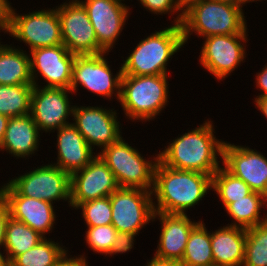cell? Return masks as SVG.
Instances as JSON below:
<instances>
[{"label": "cell", "mask_w": 267, "mask_h": 266, "mask_svg": "<svg viewBox=\"0 0 267 266\" xmlns=\"http://www.w3.org/2000/svg\"><path fill=\"white\" fill-rule=\"evenodd\" d=\"M212 124V121L206 120L199 127L172 140L163 151H159L158 160L167 167L212 176L221 167L217 159L219 156L222 159L225 142L214 136Z\"/></svg>", "instance_id": "obj_1"}, {"label": "cell", "mask_w": 267, "mask_h": 266, "mask_svg": "<svg viewBox=\"0 0 267 266\" xmlns=\"http://www.w3.org/2000/svg\"><path fill=\"white\" fill-rule=\"evenodd\" d=\"M212 189V176L195 171L179 170L159 160L154 170L152 196L155 212L186 214Z\"/></svg>", "instance_id": "obj_2"}, {"label": "cell", "mask_w": 267, "mask_h": 266, "mask_svg": "<svg viewBox=\"0 0 267 266\" xmlns=\"http://www.w3.org/2000/svg\"><path fill=\"white\" fill-rule=\"evenodd\" d=\"M243 9L217 0H184L181 23L184 43L194 32L199 37L247 34Z\"/></svg>", "instance_id": "obj_3"}, {"label": "cell", "mask_w": 267, "mask_h": 266, "mask_svg": "<svg viewBox=\"0 0 267 266\" xmlns=\"http://www.w3.org/2000/svg\"><path fill=\"white\" fill-rule=\"evenodd\" d=\"M185 45L181 25L172 24L141 39L126 60L123 75H168L170 58Z\"/></svg>", "instance_id": "obj_4"}, {"label": "cell", "mask_w": 267, "mask_h": 266, "mask_svg": "<svg viewBox=\"0 0 267 266\" xmlns=\"http://www.w3.org/2000/svg\"><path fill=\"white\" fill-rule=\"evenodd\" d=\"M168 75H123L119 103L126 117L149 121L168 104Z\"/></svg>", "instance_id": "obj_5"}, {"label": "cell", "mask_w": 267, "mask_h": 266, "mask_svg": "<svg viewBox=\"0 0 267 266\" xmlns=\"http://www.w3.org/2000/svg\"><path fill=\"white\" fill-rule=\"evenodd\" d=\"M97 155L113 172L119 187L152 191L158 154L148 161L121 136Z\"/></svg>", "instance_id": "obj_6"}, {"label": "cell", "mask_w": 267, "mask_h": 266, "mask_svg": "<svg viewBox=\"0 0 267 266\" xmlns=\"http://www.w3.org/2000/svg\"><path fill=\"white\" fill-rule=\"evenodd\" d=\"M10 6L8 31L16 40L23 41L28 49L53 47L62 42L61 25L57 9H42L41 11L20 14Z\"/></svg>", "instance_id": "obj_7"}, {"label": "cell", "mask_w": 267, "mask_h": 266, "mask_svg": "<svg viewBox=\"0 0 267 266\" xmlns=\"http://www.w3.org/2000/svg\"><path fill=\"white\" fill-rule=\"evenodd\" d=\"M108 52L93 55H76L73 63L70 90L77 92L79 85L86 88L91 93H96L100 97L111 99L115 95L120 100L121 80L123 76L122 67L119 72L112 75L109 61L105 59Z\"/></svg>", "instance_id": "obj_8"}, {"label": "cell", "mask_w": 267, "mask_h": 266, "mask_svg": "<svg viewBox=\"0 0 267 266\" xmlns=\"http://www.w3.org/2000/svg\"><path fill=\"white\" fill-rule=\"evenodd\" d=\"M112 226L119 232L138 234L153 221L154 207L151 191L119 187L110 196Z\"/></svg>", "instance_id": "obj_9"}, {"label": "cell", "mask_w": 267, "mask_h": 266, "mask_svg": "<svg viewBox=\"0 0 267 266\" xmlns=\"http://www.w3.org/2000/svg\"><path fill=\"white\" fill-rule=\"evenodd\" d=\"M61 25L63 45L75 55H93L106 52L97 41L87 10L80 0L56 6Z\"/></svg>", "instance_id": "obj_10"}, {"label": "cell", "mask_w": 267, "mask_h": 266, "mask_svg": "<svg viewBox=\"0 0 267 266\" xmlns=\"http://www.w3.org/2000/svg\"><path fill=\"white\" fill-rule=\"evenodd\" d=\"M20 195L38 200H65L70 205L71 175L54 164H47L8 182Z\"/></svg>", "instance_id": "obj_11"}, {"label": "cell", "mask_w": 267, "mask_h": 266, "mask_svg": "<svg viewBox=\"0 0 267 266\" xmlns=\"http://www.w3.org/2000/svg\"><path fill=\"white\" fill-rule=\"evenodd\" d=\"M247 36L234 34L205 37L199 55L201 66L218 80H224L245 60L246 46L243 43L248 41Z\"/></svg>", "instance_id": "obj_12"}, {"label": "cell", "mask_w": 267, "mask_h": 266, "mask_svg": "<svg viewBox=\"0 0 267 266\" xmlns=\"http://www.w3.org/2000/svg\"><path fill=\"white\" fill-rule=\"evenodd\" d=\"M70 89L34 86L31 96V116L39 131L51 132L70 124L67 119L73 115L70 105Z\"/></svg>", "instance_id": "obj_13"}, {"label": "cell", "mask_w": 267, "mask_h": 266, "mask_svg": "<svg viewBox=\"0 0 267 266\" xmlns=\"http://www.w3.org/2000/svg\"><path fill=\"white\" fill-rule=\"evenodd\" d=\"M113 110L102 106H74L72 124L92 149L98 146L102 150L122 136L117 111Z\"/></svg>", "instance_id": "obj_14"}, {"label": "cell", "mask_w": 267, "mask_h": 266, "mask_svg": "<svg viewBox=\"0 0 267 266\" xmlns=\"http://www.w3.org/2000/svg\"><path fill=\"white\" fill-rule=\"evenodd\" d=\"M29 55H31L30 71L34 86L39 84L36 81L39 73L47 83L44 87L70 88L76 55L70 53L63 44L36 48L31 50Z\"/></svg>", "instance_id": "obj_15"}, {"label": "cell", "mask_w": 267, "mask_h": 266, "mask_svg": "<svg viewBox=\"0 0 267 266\" xmlns=\"http://www.w3.org/2000/svg\"><path fill=\"white\" fill-rule=\"evenodd\" d=\"M118 188L113 172L96 155L83 169L71 174L70 206L76 208L83 202L110 196Z\"/></svg>", "instance_id": "obj_16"}, {"label": "cell", "mask_w": 267, "mask_h": 266, "mask_svg": "<svg viewBox=\"0 0 267 266\" xmlns=\"http://www.w3.org/2000/svg\"><path fill=\"white\" fill-rule=\"evenodd\" d=\"M222 165L243 180L253 192L267 197V158L248 146L224 142Z\"/></svg>", "instance_id": "obj_17"}, {"label": "cell", "mask_w": 267, "mask_h": 266, "mask_svg": "<svg viewBox=\"0 0 267 266\" xmlns=\"http://www.w3.org/2000/svg\"><path fill=\"white\" fill-rule=\"evenodd\" d=\"M0 197L7 204L10 217L30 226L44 238L52 232L57 217L52 203L20 195L9 183L0 188Z\"/></svg>", "instance_id": "obj_18"}, {"label": "cell", "mask_w": 267, "mask_h": 266, "mask_svg": "<svg viewBox=\"0 0 267 266\" xmlns=\"http://www.w3.org/2000/svg\"><path fill=\"white\" fill-rule=\"evenodd\" d=\"M80 2L87 10L98 44L106 52H110L124 29L130 8L118 0H84Z\"/></svg>", "instance_id": "obj_19"}, {"label": "cell", "mask_w": 267, "mask_h": 266, "mask_svg": "<svg viewBox=\"0 0 267 266\" xmlns=\"http://www.w3.org/2000/svg\"><path fill=\"white\" fill-rule=\"evenodd\" d=\"M161 223L159 242L154 256L161 259L181 261L192 229L200 222L191 221L186 214L154 212L153 221Z\"/></svg>", "instance_id": "obj_20"}, {"label": "cell", "mask_w": 267, "mask_h": 266, "mask_svg": "<svg viewBox=\"0 0 267 266\" xmlns=\"http://www.w3.org/2000/svg\"><path fill=\"white\" fill-rule=\"evenodd\" d=\"M56 131L58 159L54 165L63 171L71 175L83 169L96 157L93 149L72 123Z\"/></svg>", "instance_id": "obj_21"}, {"label": "cell", "mask_w": 267, "mask_h": 266, "mask_svg": "<svg viewBox=\"0 0 267 266\" xmlns=\"http://www.w3.org/2000/svg\"><path fill=\"white\" fill-rule=\"evenodd\" d=\"M40 132L31 114L10 117L0 149L25 159L38 151Z\"/></svg>", "instance_id": "obj_22"}, {"label": "cell", "mask_w": 267, "mask_h": 266, "mask_svg": "<svg viewBox=\"0 0 267 266\" xmlns=\"http://www.w3.org/2000/svg\"><path fill=\"white\" fill-rule=\"evenodd\" d=\"M246 229L223 226L211 232L214 266H242L245 257Z\"/></svg>", "instance_id": "obj_23"}, {"label": "cell", "mask_w": 267, "mask_h": 266, "mask_svg": "<svg viewBox=\"0 0 267 266\" xmlns=\"http://www.w3.org/2000/svg\"><path fill=\"white\" fill-rule=\"evenodd\" d=\"M11 45H0V85L33 84L30 55Z\"/></svg>", "instance_id": "obj_24"}, {"label": "cell", "mask_w": 267, "mask_h": 266, "mask_svg": "<svg viewBox=\"0 0 267 266\" xmlns=\"http://www.w3.org/2000/svg\"><path fill=\"white\" fill-rule=\"evenodd\" d=\"M266 205L267 197L257 192H252L248 196L230 203L225 210L233 218L234 223L227 225L247 229L267 222V214L265 217H260L262 216L260 210Z\"/></svg>", "instance_id": "obj_25"}, {"label": "cell", "mask_w": 267, "mask_h": 266, "mask_svg": "<svg viewBox=\"0 0 267 266\" xmlns=\"http://www.w3.org/2000/svg\"><path fill=\"white\" fill-rule=\"evenodd\" d=\"M43 238L30 226L9 217L3 246L8 262L10 263L16 256L36 246Z\"/></svg>", "instance_id": "obj_26"}, {"label": "cell", "mask_w": 267, "mask_h": 266, "mask_svg": "<svg viewBox=\"0 0 267 266\" xmlns=\"http://www.w3.org/2000/svg\"><path fill=\"white\" fill-rule=\"evenodd\" d=\"M200 222L192 229L181 262L182 266H214L211 232Z\"/></svg>", "instance_id": "obj_27"}, {"label": "cell", "mask_w": 267, "mask_h": 266, "mask_svg": "<svg viewBox=\"0 0 267 266\" xmlns=\"http://www.w3.org/2000/svg\"><path fill=\"white\" fill-rule=\"evenodd\" d=\"M33 84L0 85V114L10 117L31 113Z\"/></svg>", "instance_id": "obj_28"}, {"label": "cell", "mask_w": 267, "mask_h": 266, "mask_svg": "<svg viewBox=\"0 0 267 266\" xmlns=\"http://www.w3.org/2000/svg\"><path fill=\"white\" fill-rule=\"evenodd\" d=\"M60 245L45 237L27 252L16 256L9 266H56L59 259L68 251Z\"/></svg>", "instance_id": "obj_29"}, {"label": "cell", "mask_w": 267, "mask_h": 266, "mask_svg": "<svg viewBox=\"0 0 267 266\" xmlns=\"http://www.w3.org/2000/svg\"><path fill=\"white\" fill-rule=\"evenodd\" d=\"M212 190L216 192L225 208L253 192L243 180L234 176L224 166L212 175Z\"/></svg>", "instance_id": "obj_30"}, {"label": "cell", "mask_w": 267, "mask_h": 266, "mask_svg": "<svg viewBox=\"0 0 267 266\" xmlns=\"http://www.w3.org/2000/svg\"><path fill=\"white\" fill-rule=\"evenodd\" d=\"M242 266H267V222L246 229Z\"/></svg>", "instance_id": "obj_31"}, {"label": "cell", "mask_w": 267, "mask_h": 266, "mask_svg": "<svg viewBox=\"0 0 267 266\" xmlns=\"http://www.w3.org/2000/svg\"><path fill=\"white\" fill-rule=\"evenodd\" d=\"M76 209H82L81 213L87 227L112 224V209L109 196L83 202Z\"/></svg>", "instance_id": "obj_32"}, {"label": "cell", "mask_w": 267, "mask_h": 266, "mask_svg": "<svg viewBox=\"0 0 267 266\" xmlns=\"http://www.w3.org/2000/svg\"><path fill=\"white\" fill-rule=\"evenodd\" d=\"M117 230L110 225L88 227L85 242L93 252L109 255V251L116 239Z\"/></svg>", "instance_id": "obj_33"}, {"label": "cell", "mask_w": 267, "mask_h": 266, "mask_svg": "<svg viewBox=\"0 0 267 266\" xmlns=\"http://www.w3.org/2000/svg\"><path fill=\"white\" fill-rule=\"evenodd\" d=\"M141 5L154 14L178 13L172 24L181 25L183 20L184 0H139Z\"/></svg>", "instance_id": "obj_34"}, {"label": "cell", "mask_w": 267, "mask_h": 266, "mask_svg": "<svg viewBox=\"0 0 267 266\" xmlns=\"http://www.w3.org/2000/svg\"><path fill=\"white\" fill-rule=\"evenodd\" d=\"M136 234L130 232H119L116 233V239L113 242L111 250L109 251V256L114 254H122L130 251L134 246V239Z\"/></svg>", "instance_id": "obj_35"}, {"label": "cell", "mask_w": 267, "mask_h": 266, "mask_svg": "<svg viewBox=\"0 0 267 266\" xmlns=\"http://www.w3.org/2000/svg\"><path fill=\"white\" fill-rule=\"evenodd\" d=\"M10 217L7 204L0 197V247L4 246L6 224Z\"/></svg>", "instance_id": "obj_36"}, {"label": "cell", "mask_w": 267, "mask_h": 266, "mask_svg": "<svg viewBox=\"0 0 267 266\" xmlns=\"http://www.w3.org/2000/svg\"><path fill=\"white\" fill-rule=\"evenodd\" d=\"M68 251L59 259L56 266H89L86 256L79 255L80 257H71L67 255Z\"/></svg>", "instance_id": "obj_37"}, {"label": "cell", "mask_w": 267, "mask_h": 266, "mask_svg": "<svg viewBox=\"0 0 267 266\" xmlns=\"http://www.w3.org/2000/svg\"><path fill=\"white\" fill-rule=\"evenodd\" d=\"M10 6L8 0H0V30L5 31L4 33L8 31Z\"/></svg>", "instance_id": "obj_38"}, {"label": "cell", "mask_w": 267, "mask_h": 266, "mask_svg": "<svg viewBox=\"0 0 267 266\" xmlns=\"http://www.w3.org/2000/svg\"><path fill=\"white\" fill-rule=\"evenodd\" d=\"M255 83L256 87L260 88V91L264 92V93L261 92V94L255 97V99L267 97V65H265V67L262 68V71L257 73Z\"/></svg>", "instance_id": "obj_39"}, {"label": "cell", "mask_w": 267, "mask_h": 266, "mask_svg": "<svg viewBox=\"0 0 267 266\" xmlns=\"http://www.w3.org/2000/svg\"><path fill=\"white\" fill-rule=\"evenodd\" d=\"M146 266H182L180 261L161 259L153 256L150 262L148 261Z\"/></svg>", "instance_id": "obj_40"}, {"label": "cell", "mask_w": 267, "mask_h": 266, "mask_svg": "<svg viewBox=\"0 0 267 266\" xmlns=\"http://www.w3.org/2000/svg\"><path fill=\"white\" fill-rule=\"evenodd\" d=\"M256 107L260 110V112L267 118V97L254 99Z\"/></svg>", "instance_id": "obj_41"}, {"label": "cell", "mask_w": 267, "mask_h": 266, "mask_svg": "<svg viewBox=\"0 0 267 266\" xmlns=\"http://www.w3.org/2000/svg\"><path fill=\"white\" fill-rule=\"evenodd\" d=\"M9 117L0 114V147L3 143Z\"/></svg>", "instance_id": "obj_42"}, {"label": "cell", "mask_w": 267, "mask_h": 266, "mask_svg": "<svg viewBox=\"0 0 267 266\" xmlns=\"http://www.w3.org/2000/svg\"><path fill=\"white\" fill-rule=\"evenodd\" d=\"M220 2H226V3H230L236 6H239L242 8L243 4H244V0H217Z\"/></svg>", "instance_id": "obj_43"}, {"label": "cell", "mask_w": 267, "mask_h": 266, "mask_svg": "<svg viewBox=\"0 0 267 266\" xmlns=\"http://www.w3.org/2000/svg\"><path fill=\"white\" fill-rule=\"evenodd\" d=\"M0 266H9V262L6 255L4 256L1 251H0Z\"/></svg>", "instance_id": "obj_44"}, {"label": "cell", "mask_w": 267, "mask_h": 266, "mask_svg": "<svg viewBox=\"0 0 267 266\" xmlns=\"http://www.w3.org/2000/svg\"><path fill=\"white\" fill-rule=\"evenodd\" d=\"M256 1H260V0H244V4L250 3V2H256Z\"/></svg>", "instance_id": "obj_45"}]
</instances>
